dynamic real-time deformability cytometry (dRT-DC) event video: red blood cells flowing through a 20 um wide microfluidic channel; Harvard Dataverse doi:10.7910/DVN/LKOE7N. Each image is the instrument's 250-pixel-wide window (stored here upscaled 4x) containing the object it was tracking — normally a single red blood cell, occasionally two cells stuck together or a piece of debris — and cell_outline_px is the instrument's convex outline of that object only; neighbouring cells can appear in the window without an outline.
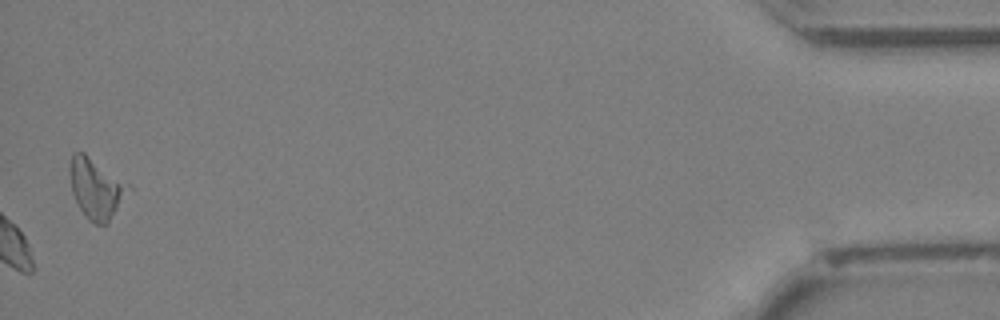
{"species": "Egyptian fruit bat (a non-hibernating species)", "species_latin": "Rousettus aegyptiacus", "temperature_condition": "cold", "stored_images_in_passage": 44, "camera_frame_rate_fps": 3000, "um_per_image_px": 0.085, "animal": {"sex": "female"}, "frame": {"image": 1, "passage_image": 44, "time_ms": 14.333, "image_size_px": [1000, 320], "cell_outline_px": [[132, 188], [108, 224], [96, 224], [88, 220], [80, 208], [72, 192], [68, 172], [68, 168], [72, 152], [84, 152], [128, 184]], "centroid_in_image_um": [8.15, 16.01], "position_along_channel_um": 427.0, "area_um2": 20.58}}